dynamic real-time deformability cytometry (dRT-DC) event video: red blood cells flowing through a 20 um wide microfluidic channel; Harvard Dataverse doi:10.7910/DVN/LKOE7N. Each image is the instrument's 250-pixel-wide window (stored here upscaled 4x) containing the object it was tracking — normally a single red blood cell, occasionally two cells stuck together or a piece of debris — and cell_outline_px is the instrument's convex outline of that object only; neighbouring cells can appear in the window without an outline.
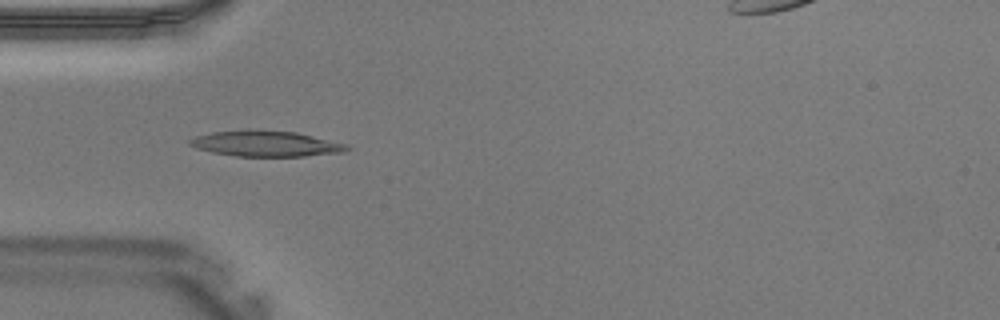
{"species": "Egyptian fruit bat (a non-hibernating species)", "species_latin": "Rousettus aegyptiacus", "temperature_condition": "warm", "stored_images_in_passage": 41, "camera_frame_rate_fps": 3000, "um_per_image_px": 0.085, "animal": {"sex": "male"}, "frame": {"image": 1, "passage_image": 12, "time_ms": 3.667, "image_size_px": [1000, 320], "cell_outline_px": [[352, 148], [344, 152], [304, 156], [236, 156], [212, 152], [196, 148], [188, 144], [188, 140], [196, 136], [212, 132], [296, 132], [348, 144]], "centroid_in_image_um": [22.65, 12.25], "position_along_channel_um": 62.3, "area_um2": 22.66}}
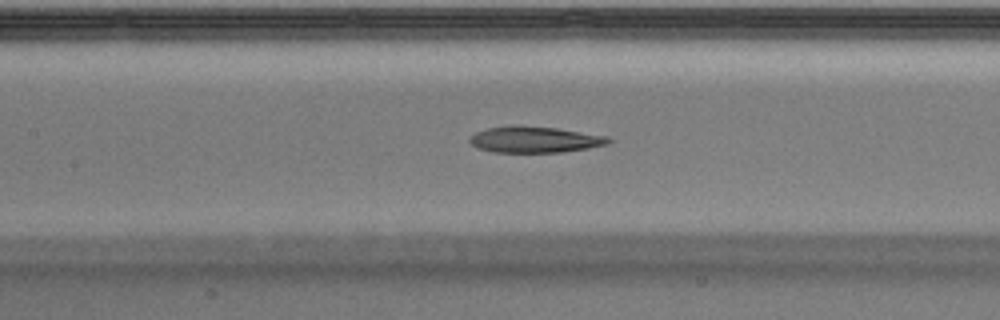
{"frame": {"image": 2, "passage_image": 18, "time_ms": 5.667, "image_size_px": [1000, 320], "cell_outline_px": [[612, 140], [608, 144], [588, 148], [560, 152], [492, 152], [480, 148], [472, 144], [468, 140], [476, 132], [488, 128], [512, 124], [520, 124], [556, 128], [608, 136]], "centroid_in_image_um": [45.46, 11.84], "position_along_channel_um": 161.9, "area_um2": 21.27}}